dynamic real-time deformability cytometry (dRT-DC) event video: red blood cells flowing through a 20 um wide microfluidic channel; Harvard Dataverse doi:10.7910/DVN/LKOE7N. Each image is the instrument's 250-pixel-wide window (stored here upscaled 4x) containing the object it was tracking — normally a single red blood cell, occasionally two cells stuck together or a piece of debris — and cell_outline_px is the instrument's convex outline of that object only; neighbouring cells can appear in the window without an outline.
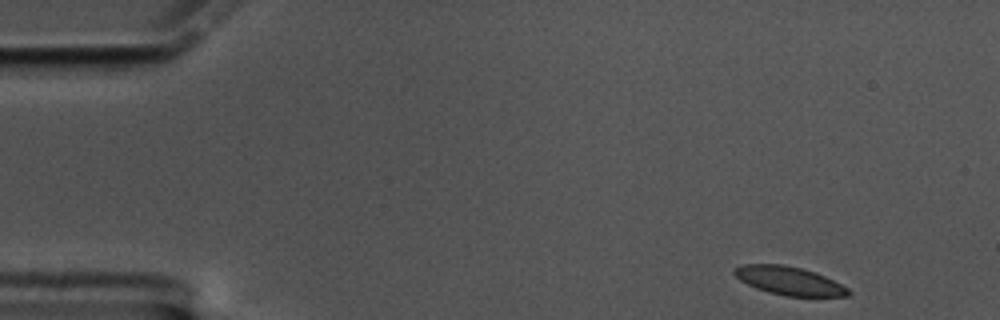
{"species": "common noctule bat (a hibernating species)", "species_latin": "Nyctalus noctula", "temperature_condition": "cold", "stored_images_in_passage": 55, "camera_frame_rate_fps": 3000, "um_per_image_px": 0.085, "animal": {"sex": "male", "body_mass_g": 17.5, "forearm_length_mm": 52.3}, "frame": {"image": 1, "passage_image": 1, "time_ms": 0.0, "image_size_px": [1000, 320], "cell_outline_px": [[852, 292], [848, 296], [784, 296], [768, 292], [756, 288], [740, 280], [732, 272], [732, 268], [744, 264], [784, 264], [816, 272], [848, 288]], "centroid_in_image_um": [67.05, 23.86], "position_along_channel_um": 18.0, "area_um2": 18.84}}
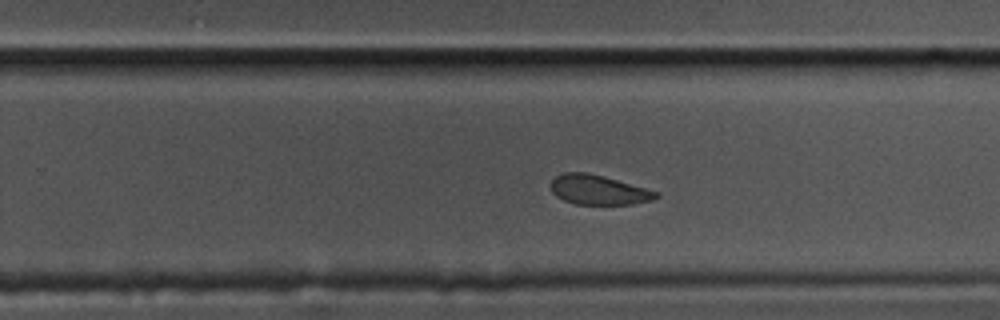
{"frame": {"image": 2, "passage_image": 33, "time_ms": 10.667, "image_size_px": [1000, 320], "cell_outline_px": [[660, 196], [652, 200], [632, 204], [576, 204], [564, 200], [556, 196], [552, 192], [552, 180], [556, 176], [564, 172], [588, 172], [604, 176], [660, 192]], "centroid_in_image_um": [50.89, 16.13], "position_along_channel_um": 278.9, "area_um2": 18.15}}
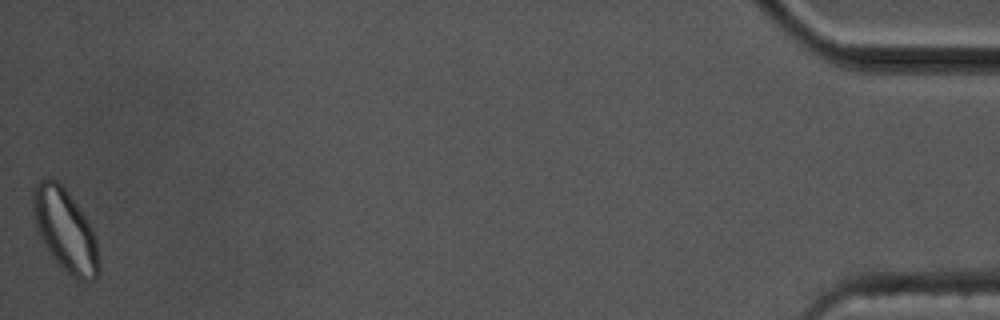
{"frame": {"image": 3, "passage_image": 55, "time_ms": 18.0, "image_size_px": [1000, 320], "cell_outline_px": [[100, 272], [96, 280], [80, 280], [72, 276], [52, 256], [44, 244], [36, 228], [32, 212], [32, 188], [44, 176], [52, 176], [64, 188], [88, 220], [96, 236], [100, 268]], "centroid_in_image_um": [5.53, 19.53], "position_along_channel_um": 429.7, "area_um2": 31.73}, "authors_computed_cell_mechanics": {"area_um2": 19.8254, "velocity_mm_per_s": 3.3532, "shape_relaxation_time_tau1_ms": 5.3509, "shape_relaxation_time_tau2_ms": 3.7493, "deformation_change_tau1": 0.1179, "deformation_change_tau2": 0.0828}}